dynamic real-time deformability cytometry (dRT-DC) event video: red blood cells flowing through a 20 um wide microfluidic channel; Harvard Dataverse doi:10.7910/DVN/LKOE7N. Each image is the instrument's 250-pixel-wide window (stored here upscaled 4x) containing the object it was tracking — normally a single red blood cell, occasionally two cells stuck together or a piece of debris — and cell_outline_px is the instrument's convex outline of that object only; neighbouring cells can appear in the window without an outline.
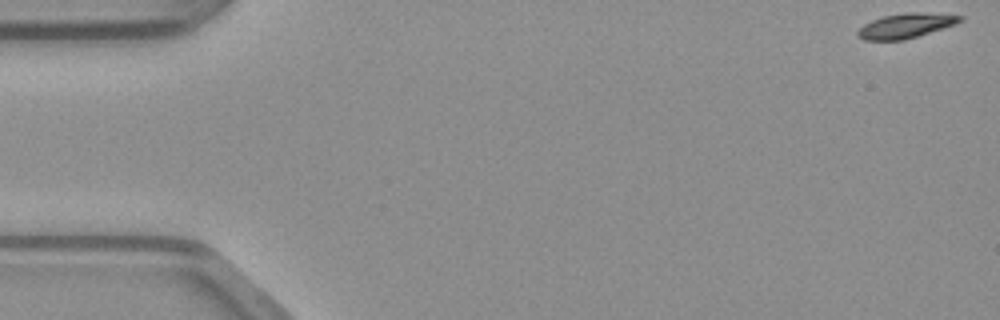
{"species": "common noctule bat (a hibernating species)", "species_latin": "Nyctalus noctula", "temperature_condition": "warm", "stored_images_in_passage": 27, "camera_frame_rate_fps": 3000, "um_per_image_px": 0.085, "animal": {"sex": "male", "body_mass_g": 23.1, "forearm_length_mm": 52.7}, "frame": {"image": 1, "passage_image": 1, "time_ms": 0.0, "image_size_px": [1000, 320], "cell_outline_px": [[964, 20], [956, 24], [904, 40], [864, 40], [856, 36], [856, 32], [864, 24], [872, 20], [884, 16], [904, 12], [920, 12], [964, 16]], "centroid_in_image_um": [76.98, 2.18], "position_along_channel_um": 8.0, "area_um2": 14.74}}